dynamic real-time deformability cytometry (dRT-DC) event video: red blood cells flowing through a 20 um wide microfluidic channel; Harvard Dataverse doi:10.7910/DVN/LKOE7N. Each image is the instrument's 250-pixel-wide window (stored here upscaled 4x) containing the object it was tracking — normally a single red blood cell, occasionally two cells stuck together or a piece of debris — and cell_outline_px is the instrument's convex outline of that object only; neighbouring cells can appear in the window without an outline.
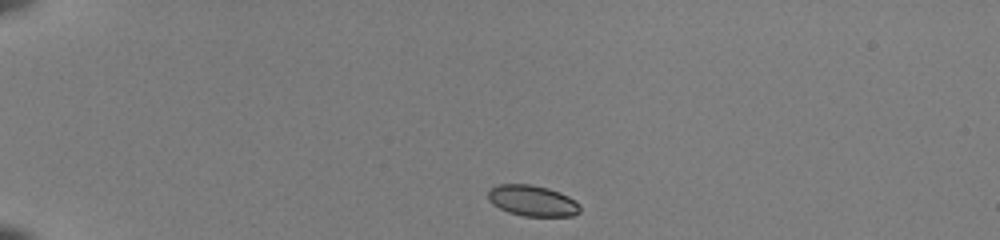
{"species": "common noctule bat (a hibernating species)", "species_latin": "Nyctalus noctula", "temperature_condition": "room temperature", "stored_images_in_passage": 40, "camera_frame_rate_fps": 3000, "um_per_image_px": 0.085, "animal": {"sex": "female", "body_mass_g": 22.0, "forearm_length_mm": 56.7}, "frame": {"image": 1, "passage_image": 1, "time_ms": 0.0, "image_size_px": [1000, 240], "cell_outline_px": [[580, 212], [572, 216], [524, 216], [508, 212], [492, 204], [488, 200], [488, 192], [492, 188], [500, 184], [528, 184], [548, 188], [568, 196], [576, 200], [580, 208]], "centroid_in_image_um": [45.26, 17.07], "position_along_channel_um": 39.7, "area_um2": 16.47}}
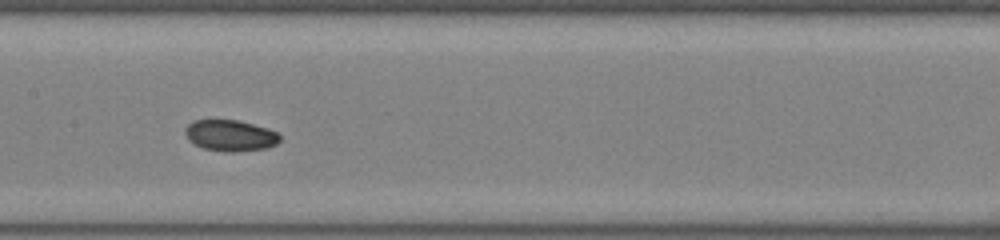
{"frame": {"image": 2, "passage_image": 17, "time_ms": 5.333, "image_size_px": [1000, 240], "cell_outline_px": [[280, 140], [276, 144], [268, 148], [232, 152], [228, 152], [204, 148], [188, 140], [184, 132], [184, 128], [192, 120], [236, 120], [268, 128], [276, 132], [280, 136]], "centroid_in_image_um": [19.56, 11.51], "position_along_channel_um": 187.8, "area_um2": 17.17}}
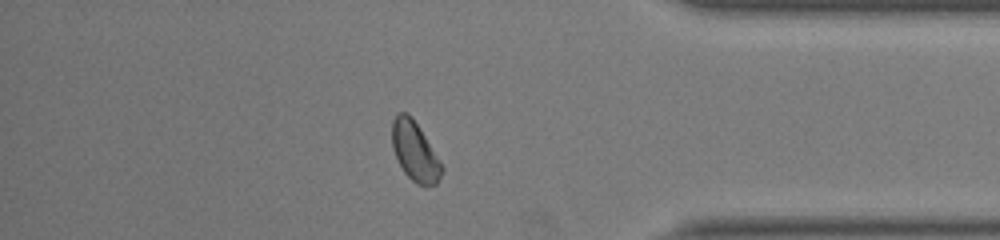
{"frame": {"image": 3, "passage_image": 34, "time_ms": 11.0, "image_size_px": [1000, 240], "cell_outline_px": [[444, 172], [436, 184], [416, 184], [404, 172], [392, 148], [392, 120], [396, 112], [408, 112], [412, 116], [440, 160], [444, 168]], "centroid_in_image_um": [35.26, 12.83], "position_along_channel_um": 399.9, "area_um2": 17.17}, "authors_computed_cell_mechanics": {"area_um2": 17.1088, "velocity_mm_per_s": 4.0067, "shape_relaxation_time_tau1_ms": 2.3598, "shape_relaxation_time_tau2_ms": 6.1168, "deformation_change_tau1": 0.0679, "deformation_change_tau2": 0.0701}}